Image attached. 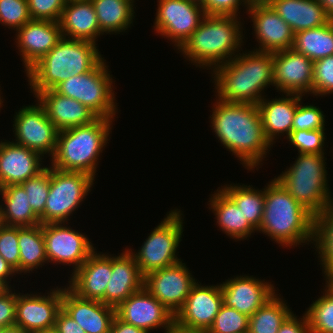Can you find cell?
I'll list each match as a JSON object with an SVG mask.
<instances>
[{
	"mask_svg": "<svg viewBox=\"0 0 333 333\" xmlns=\"http://www.w3.org/2000/svg\"><path fill=\"white\" fill-rule=\"evenodd\" d=\"M215 99L210 116L214 135L245 169L257 170L272 146L264 135L258 106Z\"/></svg>",
	"mask_w": 333,
	"mask_h": 333,
	"instance_id": "cell-1",
	"label": "cell"
},
{
	"mask_svg": "<svg viewBox=\"0 0 333 333\" xmlns=\"http://www.w3.org/2000/svg\"><path fill=\"white\" fill-rule=\"evenodd\" d=\"M211 71L216 98L226 102L257 105L265 96L262 93L266 87L274 86L271 52H239Z\"/></svg>",
	"mask_w": 333,
	"mask_h": 333,
	"instance_id": "cell-2",
	"label": "cell"
},
{
	"mask_svg": "<svg viewBox=\"0 0 333 333\" xmlns=\"http://www.w3.org/2000/svg\"><path fill=\"white\" fill-rule=\"evenodd\" d=\"M265 202L259 232L281 247L313 243L314 216L275 178L264 188ZM303 243V244H301Z\"/></svg>",
	"mask_w": 333,
	"mask_h": 333,
	"instance_id": "cell-3",
	"label": "cell"
},
{
	"mask_svg": "<svg viewBox=\"0 0 333 333\" xmlns=\"http://www.w3.org/2000/svg\"><path fill=\"white\" fill-rule=\"evenodd\" d=\"M239 20L237 16L205 15L178 50L196 67L212 70L243 51L244 29Z\"/></svg>",
	"mask_w": 333,
	"mask_h": 333,
	"instance_id": "cell-4",
	"label": "cell"
},
{
	"mask_svg": "<svg viewBox=\"0 0 333 333\" xmlns=\"http://www.w3.org/2000/svg\"><path fill=\"white\" fill-rule=\"evenodd\" d=\"M96 45L90 41L62 37L26 72L31 92L36 97L42 91L54 89L71 76L90 71L103 58Z\"/></svg>",
	"mask_w": 333,
	"mask_h": 333,
	"instance_id": "cell-5",
	"label": "cell"
},
{
	"mask_svg": "<svg viewBox=\"0 0 333 333\" xmlns=\"http://www.w3.org/2000/svg\"><path fill=\"white\" fill-rule=\"evenodd\" d=\"M112 124L113 120L97 118L91 124L59 131L51 167L81 171L95 178L100 153L110 140Z\"/></svg>",
	"mask_w": 333,
	"mask_h": 333,
	"instance_id": "cell-6",
	"label": "cell"
},
{
	"mask_svg": "<svg viewBox=\"0 0 333 333\" xmlns=\"http://www.w3.org/2000/svg\"><path fill=\"white\" fill-rule=\"evenodd\" d=\"M324 155L299 153L294 163L275 177L314 217L333 205Z\"/></svg>",
	"mask_w": 333,
	"mask_h": 333,
	"instance_id": "cell-7",
	"label": "cell"
},
{
	"mask_svg": "<svg viewBox=\"0 0 333 333\" xmlns=\"http://www.w3.org/2000/svg\"><path fill=\"white\" fill-rule=\"evenodd\" d=\"M108 67L103 57L90 71L71 76L59 83L54 90L79 101L98 118L114 120L118 103L115 102L114 79Z\"/></svg>",
	"mask_w": 333,
	"mask_h": 333,
	"instance_id": "cell-8",
	"label": "cell"
},
{
	"mask_svg": "<svg viewBox=\"0 0 333 333\" xmlns=\"http://www.w3.org/2000/svg\"><path fill=\"white\" fill-rule=\"evenodd\" d=\"M181 215L183 213L180 209L169 211L163 221L154 227L138 252L134 253V250L127 248L143 276L183 261L177 257L184 228Z\"/></svg>",
	"mask_w": 333,
	"mask_h": 333,
	"instance_id": "cell-9",
	"label": "cell"
},
{
	"mask_svg": "<svg viewBox=\"0 0 333 333\" xmlns=\"http://www.w3.org/2000/svg\"><path fill=\"white\" fill-rule=\"evenodd\" d=\"M94 181L88 173L57 170L50 166V190L40 223H69V217L91 192Z\"/></svg>",
	"mask_w": 333,
	"mask_h": 333,
	"instance_id": "cell-10",
	"label": "cell"
},
{
	"mask_svg": "<svg viewBox=\"0 0 333 333\" xmlns=\"http://www.w3.org/2000/svg\"><path fill=\"white\" fill-rule=\"evenodd\" d=\"M157 2L154 31L172 41L178 50L199 27L206 15L204 8L192 0H157Z\"/></svg>",
	"mask_w": 333,
	"mask_h": 333,
	"instance_id": "cell-11",
	"label": "cell"
},
{
	"mask_svg": "<svg viewBox=\"0 0 333 333\" xmlns=\"http://www.w3.org/2000/svg\"><path fill=\"white\" fill-rule=\"evenodd\" d=\"M16 144L25 146L44 155L54 156L58 130L49 120L45 108L39 103L22 106L13 119Z\"/></svg>",
	"mask_w": 333,
	"mask_h": 333,
	"instance_id": "cell-12",
	"label": "cell"
},
{
	"mask_svg": "<svg viewBox=\"0 0 333 333\" xmlns=\"http://www.w3.org/2000/svg\"><path fill=\"white\" fill-rule=\"evenodd\" d=\"M66 224L68 223L43 224V236L48 263L72 265L73 273L96 248L93 247V243L91 240L89 241L86 234L80 233Z\"/></svg>",
	"mask_w": 333,
	"mask_h": 333,
	"instance_id": "cell-13",
	"label": "cell"
},
{
	"mask_svg": "<svg viewBox=\"0 0 333 333\" xmlns=\"http://www.w3.org/2000/svg\"><path fill=\"white\" fill-rule=\"evenodd\" d=\"M197 282L182 261L144 276V287L175 316Z\"/></svg>",
	"mask_w": 333,
	"mask_h": 333,
	"instance_id": "cell-14",
	"label": "cell"
},
{
	"mask_svg": "<svg viewBox=\"0 0 333 333\" xmlns=\"http://www.w3.org/2000/svg\"><path fill=\"white\" fill-rule=\"evenodd\" d=\"M115 310L116 316L120 320L141 328L147 333L158 328L165 329L164 333H170L175 325L173 313L145 287L131 294Z\"/></svg>",
	"mask_w": 333,
	"mask_h": 333,
	"instance_id": "cell-15",
	"label": "cell"
},
{
	"mask_svg": "<svg viewBox=\"0 0 333 333\" xmlns=\"http://www.w3.org/2000/svg\"><path fill=\"white\" fill-rule=\"evenodd\" d=\"M62 287L50 289L45 295L16 293L15 325L27 333H43L54 329L62 309Z\"/></svg>",
	"mask_w": 333,
	"mask_h": 333,
	"instance_id": "cell-16",
	"label": "cell"
},
{
	"mask_svg": "<svg viewBox=\"0 0 333 333\" xmlns=\"http://www.w3.org/2000/svg\"><path fill=\"white\" fill-rule=\"evenodd\" d=\"M223 305L221 285L196 282L183 307L175 315V326L190 331H208Z\"/></svg>",
	"mask_w": 333,
	"mask_h": 333,
	"instance_id": "cell-17",
	"label": "cell"
},
{
	"mask_svg": "<svg viewBox=\"0 0 333 333\" xmlns=\"http://www.w3.org/2000/svg\"><path fill=\"white\" fill-rule=\"evenodd\" d=\"M246 12L259 45L254 51L273 53L292 48L294 32L268 2L250 1Z\"/></svg>",
	"mask_w": 333,
	"mask_h": 333,
	"instance_id": "cell-18",
	"label": "cell"
},
{
	"mask_svg": "<svg viewBox=\"0 0 333 333\" xmlns=\"http://www.w3.org/2000/svg\"><path fill=\"white\" fill-rule=\"evenodd\" d=\"M314 61L295 50L273 52L274 87L279 93L312 94Z\"/></svg>",
	"mask_w": 333,
	"mask_h": 333,
	"instance_id": "cell-19",
	"label": "cell"
},
{
	"mask_svg": "<svg viewBox=\"0 0 333 333\" xmlns=\"http://www.w3.org/2000/svg\"><path fill=\"white\" fill-rule=\"evenodd\" d=\"M223 304L251 317L276 293L271 284L256 277L238 275L221 283Z\"/></svg>",
	"mask_w": 333,
	"mask_h": 333,
	"instance_id": "cell-20",
	"label": "cell"
},
{
	"mask_svg": "<svg viewBox=\"0 0 333 333\" xmlns=\"http://www.w3.org/2000/svg\"><path fill=\"white\" fill-rule=\"evenodd\" d=\"M16 46L25 72L43 58L63 37L57 21L31 19L16 32Z\"/></svg>",
	"mask_w": 333,
	"mask_h": 333,
	"instance_id": "cell-21",
	"label": "cell"
},
{
	"mask_svg": "<svg viewBox=\"0 0 333 333\" xmlns=\"http://www.w3.org/2000/svg\"><path fill=\"white\" fill-rule=\"evenodd\" d=\"M94 250L71 275L67 287L83 299L105 304V291L112 273V255Z\"/></svg>",
	"mask_w": 333,
	"mask_h": 333,
	"instance_id": "cell-22",
	"label": "cell"
},
{
	"mask_svg": "<svg viewBox=\"0 0 333 333\" xmlns=\"http://www.w3.org/2000/svg\"><path fill=\"white\" fill-rule=\"evenodd\" d=\"M43 158L38 152L13 141H0V188L19 185L39 174L47 167L42 163Z\"/></svg>",
	"mask_w": 333,
	"mask_h": 333,
	"instance_id": "cell-23",
	"label": "cell"
},
{
	"mask_svg": "<svg viewBox=\"0 0 333 333\" xmlns=\"http://www.w3.org/2000/svg\"><path fill=\"white\" fill-rule=\"evenodd\" d=\"M62 310L86 333H110L115 307L99 300L83 299L68 287H62Z\"/></svg>",
	"mask_w": 333,
	"mask_h": 333,
	"instance_id": "cell-24",
	"label": "cell"
},
{
	"mask_svg": "<svg viewBox=\"0 0 333 333\" xmlns=\"http://www.w3.org/2000/svg\"><path fill=\"white\" fill-rule=\"evenodd\" d=\"M119 254L112 256V273L105 291V304L115 308L144 287V276L131 252L126 248Z\"/></svg>",
	"mask_w": 333,
	"mask_h": 333,
	"instance_id": "cell-25",
	"label": "cell"
},
{
	"mask_svg": "<svg viewBox=\"0 0 333 333\" xmlns=\"http://www.w3.org/2000/svg\"><path fill=\"white\" fill-rule=\"evenodd\" d=\"M35 98L45 108L49 120L58 131L91 124L98 118L79 101L63 96L54 89L42 91Z\"/></svg>",
	"mask_w": 333,
	"mask_h": 333,
	"instance_id": "cell-26",
	"label": "cell"
},
{
	"mask_svg": "<svg viewBox=\"0 0 333 333\" xmlns=\"http://www.w3.org/2000/svg\"><path fill=\"white\" fill-rule=\"evenodd\" d=\"M284 95L282 94V98H273L271 100L263 97L257 104L264 135L272 147L274 142H276L274 140L278 139L282 134H286L285 137L287 138L292 132L295 111L298 103L303 98V95L294 93H284Z\"/></svg>",
	"mask_w": 333,
	"mask_h": 333,
	"instance_id": "cell-27",
	"label": "cell"
},
{
	"mask_svg": "<svg viewBox=\"0 0 333 333\" xmlns=\"http://www.w3.org/2000/svg\"><path fill=\"white\" fill-rule=\"evenodd\" d=\"M59 23L64 38L85 40L96 44V39L104 35L100 30L91 0L67 1Z\"/></svg>",
	"mask_w": 333,
	"mask_h": 333,
	"instance_id": "cell-28",
	"label": "cell"
},
{
	"mask_svg": "<svg viewBox=\"0 0 333 333\" xmlns=\"http://www.w3.org/2000/svg\"><path fill=\"white\" fill-rule=\"evenodd\" d=\"M294 33L328 24L332 19L317 0H270Z\"/></svg>",
	"mask_w": 333,
	"mask_h": 333,
	"instance_id": "cell-29",
	"label": "cell"
},
{
	"mask_svg": "<svg viewBox=\"0 0 333 333\" xmlns=\"http://www.w3.org/2000/svg\"><path fill=\"white\" fill-rule=\"evenodd\" d=\"M209 198V209L215 215L216 224L228 237L241 241L251 237L255 229L249 224L235 202L220 188Z\"/></svg>",
	"mask_w": 333,
	"mask_h": 333,
	"instance_id": "cell-30",
	"label": "cell"
},
{
	"mask_svg": "<svg viewBox=\"0 0 333 333\" xmlns=\"http://www.w3.org/2000/svg\"><path fill=\"white\" fill-rule=\"evenodd\" d=\"M0 195L4 201V204L0 205L4 225L22 228L41 224L40 218L28 202V195L20 184L0 188Z\"/></svg>",
	"mask_w": 333,
	"mask_h": 333,
	"instance_id": "cell-31",
	"label": "cell"
},
{
	"mask_svg": "<svg viewBox=\"0 0 333 333\" xmlns=\"http://www.w3.org/2000/svg\"><path fill=\"white\" fill-rule=\"evenodd\" d=\"M135 0H91L103 34H120L131 28L135 19Z\"/></svg>",
	"mask_w": 333,
	"mask_h": 333,
	"instance_id": "cell-32",
	"label": "cell"
},
{
	"mask_svg": "<svg viewBox=\"0 0 333 333\" xmlns=\"http://www.w3.org/2000/svg\"><path fill=\"white\" fill-rule=\"evenodd\" d=\"M18 246L20 253L19 274L30 273L48 264L43 224L33 227H18Z\"/></svg>",
	"mask_w": 333,
	"mask_h": 333,
	"instance_id": "cell-33",
	"label": "cell"
},
{
	"mask_svg": "<svg viewBox=\"0 0 333 333\" xmlns=\"http://www.w3.org/2000/svg\"><path fill=\"white\" fill-rule=\"evenodd\" d=\"M292 49L312 61L333 55V19L326 25L294 33Z\"/></svg>",
	"mask_w": 333,
	"mask_h": 333,
	"instance_id": "cell-34",
	"label": "cell"
},
{
	"mask_svg": "<svg viewBox=\"0 0 333 333\" xmlns=\"http://www.w3.org/2000/svg\"><path fill=\"white\" fill-rule=\"evenodd\" d=\"M225 185L221 189L235 202L245 219L258 232L264 211V188L259 190L252 185L234 183Z\"/></svg>",
	"mask_w": 333,
	"mask_h": 333,
	"instance_id": "cell-35",
	"label": "cell"
},
{
	"mask_svg": "<svg viewBox=\"0 0 333 333\" xmlns=\"http://www.w3.org/2000/svg\"><path fill=\"white\" fill-rule=\"evenodd\" d=\"M277 293L249 317L248 333H278L281 325L293 313L281 294Z\"/></svg>",
	"mask_w": 333,
	"mask_h": 333,
	"instance_id": "cell-36",
	"label": "cell"
},
{
	"mask_svg": "<svg viewBox=\"0 0 333 333\" xmlns=\"http://www.w3.org/2000/svg\"><path fill=\"white\" fill-rule=\"evenodd\" d=\"M323 276L333 268V205L314 217L313 243Z\"/></svg>",
	"mask_w": 333,
	"mask_h": 333,
	"instance_id": "cell-37",
	"label": "cell"
},
{
	"mask_svg": "<svg viewBox=\"0 0 333 333\" xmlns=\"http://www.w3.org/2000/svg\"><path fill=\"white\" fill-rule=\"evenodd\" d=\"M323 290L305 311L311 333H333V290L326 285Z\"/></svg>",
	"mask_w": 333,
	"mask_h": 333,
	"instance_id": "cell-38",
	"label": "cell"
},
{
	"mask_svg": "<svg viewBox=\"0 0 333 333\" xmlns=\"http://www.w3.org/2000/svg\"><path fill=\"white\" fill-rule=\"evenodd\" d=\"M20 185L28 195V202L32 210L40 218L44 214L45 204L50 190V166Z\"/></svg>",
	"mask_w": 333,
	"mask_h": 333,
	"instance_id": "cell-39",
	"label": "cell"
},
{
	"mask_svg": "<svg viewBox=\"0 0 333 333\" xmlns=\"http://www.w3.org/2000/svg\"><path fill=\"white\" fill-rule=\"evenodd\" d=\"M249 317L223 304L207 333H248Z\"/></svg>",
	"mask_w": 333,
	"mask_h": 333,
	"instance_id": "cell-40",
	"label": "cell"
},
{
	"mask_svg": "<svg viewBox=\"0 0 333 333\" xmlns=\"http://www.w3.org/2000/svg\"><path fill=\"white\" fill-rule=\"evenodd\" d=\"M325 129L317 130H292L287 137L298 153L325 154Z\"/></svg>",
	"mask_w": 333,
	"mask_h": 333,
	"instance_id": "cell-41",
	"label": "cell"
},
{
	"mask_svg": "<svg viewBox=\"0 0 333 333\" xmlns=\"http://www.w3.org/2000/svg\"><path fill=\"white\" fill-rule=\"evenodd\" d=\"M31 20L27 0H0V24L17 31Z\"/></svg>",
	"mask_w": 333,
	"mask_h": 333,
	"instance_id": "cell-42",
	"label": "cell"
},
{
	"mask_svg": "<svg viewBox=\"0 0 333 333\" xmlns=\"http://www.w3.org/2000/svg\"><path fill=\"white\" fill-rule=\"evenodd\" d=\"M333 94V55L314 61L312 95Z\"/></svg>",
	"mask_w": 333,
	"mask_h": 333,
	"instance_id": "cell-43",
	"label": "cell"
},
{
	"mask_svg": "<svg viewBox=\"0 0 333 333\" xmlns=\"http://www.w3.org/2000/svg\"><path fill=\"white\" fill-rule=\"evenodd\" d=\"M325 115L314 105L298 103L293 119V130H317L325 128Z\"/></svg>",
	"mask_w": 333,
	"mask_h": 333,
	"instance_id": "cell-44",
	"label": "cell"
},
{
	"mask_svg": "<svg viewBox=\"0 0 333 333\" xmlns=\"http://www.w3.org/2000/svg\"><path fill=\"white\" fill-rule=\"evenodd\" d=\"M0 255L19 274L18 227L4 225L0 229Z\"/></svg>",
	"mask_w": 333,
	"mask_h": 333,
	"instance_id": "cell-45",
	"label": "cell"
},
{
	"mask_svg": "<svg viewBox=\"0 0 333 333\" xmlns=\"http://www.w3.org/2000/svg\"><path fill=\"white\" fill-rule=\"evenodd\" d=\"M28 11L33 20L59 22L67 0H27Z\"/></svg>",
	"mask_w": 333,
	"mask_h": 333,
	"instance_id": "cell-46",
	"label": "cell"
},
{
	"mask_svg": "<svg viewBox=\"0 0 333 333\" xmlns=\"http://www.w3.org/2000/svg\"><path fill=\"white\" fill-rule=\"evenodd\" d=\"M249 3L250 0H203L201 5L206 15L239 17V6L242 5L247 10Z\"/></svg>",
	"mask_w": 333,
	"mask_h": 333,
	"instance_id": "cell-47",
	"label": "cell"
},
{
	"mask_svg": "<svg viewBox=\"0 0 333 333\" xmlns=\"http://www.w3.org/2000/svg\"><path fill=\"white\" fill-rule=\"evenodd\" d=\"M16 292L12 287L0 297V326L9 327L15 325Z\"/></svg>",
	"mask_w": 333,
	"mask_h": 333,
	"instance_id": "cell-48",
	"label": "cell"
},
{
	"mask_svg": "<svg viewBox=\"0 0 333 333\" xmlns=\"http://www.w3.org/2000/svg\"><path fill=\"white\" fill-rule=\"evenodd\" d=\"M291 314L281 325L278 333H311L306 313L302 318Z\"/></svg>",
	"mask_w": 333,
	"mask_h": 333,
	"instance_id": "cell-49",
	"label": "cell"
},
{
	"mask_svg": "<svg viewBox=\"0 0 333 333\" xmlns=\"http://www.w3.org/2000/svg\"><path fill=\"white\" fill-rule=\"evenodd\" d=\"M54 330L58 333H86L84 329L62 309L57 314Z\"/></svg>",
	"mask_w": 333,
	"mask_h": 333,
	"instance_id": "cell-50",
	"label": "cell"
},
{
	"mask_svg": "<svg viewBox=\"0 0 333 333\" xmlns=\"http://www.w3.org/2000/svg\"><path fill=\"white\" fill-rule=\"evenodd\" d=\"M110 333H147L141 328L128 324L120 320L117 316L114 317Z\"/></svg>",
	"mask_w": 333,
	"mask_h": 333,
	"instance_id": "cell-51",
	"label": "cell"
},
{
	"mask_svg": "<svg viewBox=\"0 0 333 333\" xmlns=\"http://www.w3.org/2000/svg\"><path fill=\"white\" fill-rule=\"evenodd\" d=\"M16 274V270L10 264H8L0 255V280L5 282L11 288V285H9V283L11 281V278H13V275Z\"/></svg>",
	"mask_w": 333,
	"mask_h": 333,
	"instance_id": "cell-52",
	"label": "cell"
},
{
	"mask_svg": "<svg viewBox=\"0 0 333 333\" xmlns=\"http://www.w3.org/2000/svg\"><path fill=\"white\" fill-rule=\"evenodd\" d=\"M325 12L333 19V0H317Z\"/></svg>",
	"mask_w": 333,
	"mask_h": 333,
	"instance_id": "cell-53",
	"label": "cell"
},
{
	"mask_svg": "<svg viewBox=\"0 0 333 333\" xmlns=\"http://www.w3.org/2000/svg\"><path fill=\"white\" fill-rule=\"evenodd\" d=\"M0 333H27L21 327L13 325L9 327H3Z\"/></svg>",
	"mask_w": 333,
	"mask_h": 333,
	"instance_id": "cell-54",
	"label": "cell"
},
{
	"mask_svg": "<svg viewBox=\"0 0 333 333\" xmlns=\"http://www.w3.org/2000/svg\"><path fill=\"white\" fill-rule=\"evenodd\" d=\"M324 278L326 280V286L333 290V268L324 276Z\"/></svg>",
	"mask_w": 333,
	"mask_h": 333,
	"instance_id": "cell-55",
	"label": "cell"
},
{
	"mask_svg": "<svg viewBox=\"0 0 333 333\" xmlns=\"http://www.w3.org/2000/svg\"><path fill=\"white\" fill-rule=\"evenodd\" d=\"M170 333H207L206 331H190V330H185L182 328H179L174 325L172 331Z\"/></svg>",
	"mask_w": 333,
	"mask_h": 333,
	"instance_id": "cell-56",
	"label": "cell"
},
{
	"mask_svg": "<svg viewBox=\"0 0 333 333\" xmlns=\"http://www.w3.org/2000/svg\"><path fill=\"white\" fill-rule=\"evenodd\" d=\"M9 289H10V287L5 282L0 280V297L3 294H5Z\"/></svg>",
	"mask_w": 333,
	"mask_h": 333,
	"instance_id": "cell-57",
	"label": "cell"
},
{
	"mask_svg": "<svg viewBox=\"0 0 333 333\" xmlns=\"http://www.w3.org/2000/svg\"><path fill=\"white\" fill-rule=\"evenodd\" d=\"M4 226V222H3V215H2V209L0 206V229Z\"/></svg>",
	"mask_w": 333,
	"mask_h": 333,
	"instance_id": "cell-58",
	"label": "cell"
},
{
	"mask_svg": "<svg viewBox=\"0 0 333 333\" xmlns=\"http://www.w3.org/2000/svg\"><path fill=\"white\" fill-rule=\"evenodd\" d=\"M43 333H58L57 331H55L54 329H51L49 331L43 332Z\"/></svg>",
	"mask_w": 333,
	"mask_h": 333,
	"instance_id": "cell-59",
	"label": "cell"
},
{
	"mask_svg": "<svg viewBox=\"0 0 333 333\" xmlns=\"http://www.w3.org/2000/svg\"><path fill=\"white\" fill-rule=\"evenodd\" d=\"M250 1H256V2H269L270 0H250Z\"/></svg>",
	"mask_w": 333,
	"mask_h": 333,
	"instance_id": "cell-60",
	"label": "cell"
},
{
	"mask_svg": "<svg viewBox=\"0 0 333 333\" xmlns=\"http://www.w3.org/2000/svg\"><path fill=\"white\" fill-rule=\"evenodd\" d=\"M2 100H3V98L0 99V110H1V108L3 106V102H4V100L3 101Z\"/></svg>",
	"mask_w": 333,
	"mask_h": 333,
	"instance_id": "cell-61",
	"label": "cell"
},
{
	"mask_svg": "<svg viewBox=\"0 0 333 333\" xmlns=\"http://www.w3.org/2000/svg\"><path fill=\"white\" fill-rule=\"evenodd\" d=\"M192 1H195V2H198L201 4L203 0H192Z\"/></svg>",
	"mask_w": 333,
	"mask_h": 333,
	"instance_id": "cell-62",
	"label": "cell"
}]
</instances>
